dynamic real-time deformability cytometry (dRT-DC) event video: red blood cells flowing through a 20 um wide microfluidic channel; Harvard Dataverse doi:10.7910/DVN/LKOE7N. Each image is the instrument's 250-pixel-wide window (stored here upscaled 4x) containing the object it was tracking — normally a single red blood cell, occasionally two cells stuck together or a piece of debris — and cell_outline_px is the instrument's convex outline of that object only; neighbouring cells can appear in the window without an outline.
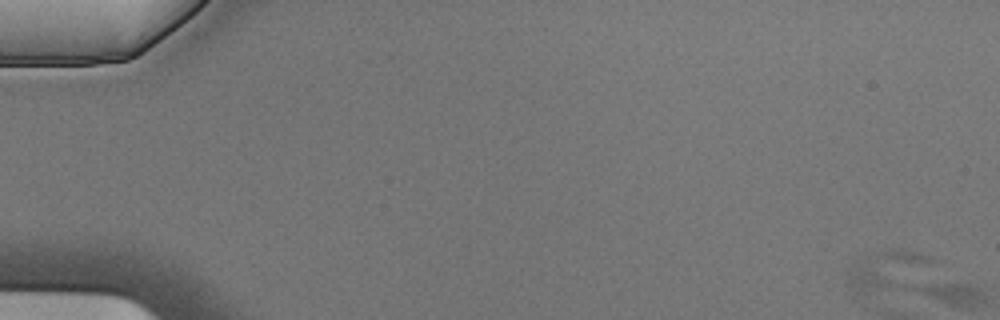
{"species": "Egyptian fruit bat (a non-hibernating species)", "species_latin": "Rousettus aegyptiacus", "temperature_condition": "cold", "stored_images_in_passage": 6, "camera_frame_rate_fps": 3000, "um_per_image_px": 0.085, "animal": {"sex": "male"}, "frame": {"image": 1, "passage_image": 1, "time_ms": 0.0, "image_size_px": [1000, 320], "cell_outline_px": [[936, 264], [876, 288], [864, 292], [856, 292], [848, 288], [844, 280], [856, 260], [864, 256], [880, 252], [900, 248], [928, 256], [936, 260]], "centroid_in_image_um": [75.23, 22.83], "position_along_channel_um": 9.8, "area_um2": 16.94}}